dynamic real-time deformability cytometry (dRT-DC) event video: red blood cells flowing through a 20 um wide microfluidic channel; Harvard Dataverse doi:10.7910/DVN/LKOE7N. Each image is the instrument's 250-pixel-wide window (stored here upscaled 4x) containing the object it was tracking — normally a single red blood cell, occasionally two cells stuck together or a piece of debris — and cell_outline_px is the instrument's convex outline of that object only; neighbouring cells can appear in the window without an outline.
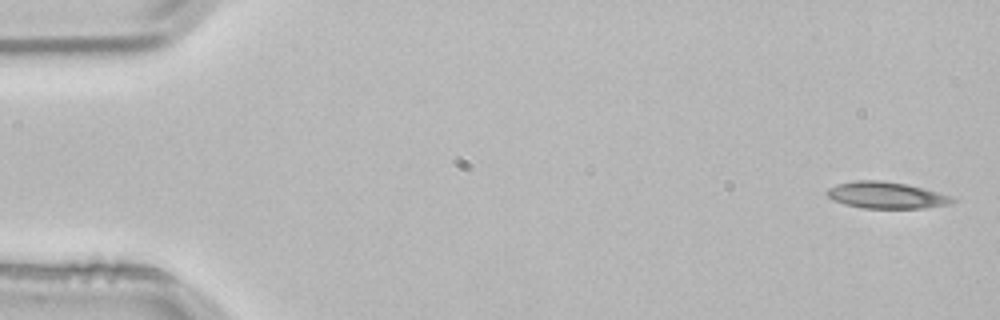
{"species": "common noctule bat (a hibernating species)", "species_latin": "Nyctalus noctula", "temperature_condition": "room temperature", "stored_images_in_passage": 4, "segment_of_instrument_passage": [1, 2], "camera_frame_rate_fps": 3000, "um_per_image_px": 0.085, "animal": {"sex": "male", "body_mass_g": 21.5, "forearm_length_mm": 52.0}, "frame": {"image": 1, "passage_image": 1, "time_ms": 0.0, "image_size_px": [1000, 320], "cell_outline_px": [[956, 200], [948, 204], [924, 208], [864, 208], [844, 204], [832, 200], [824, 192], [828, 188], [836, 184], [856, 180], [876, 180], [904, 184], [936, 192], [948, 196]], "centroid_in_image_um": [75.23, 16.6], "position_along_channel_um": 9.8, "area_um2": 19.07}}